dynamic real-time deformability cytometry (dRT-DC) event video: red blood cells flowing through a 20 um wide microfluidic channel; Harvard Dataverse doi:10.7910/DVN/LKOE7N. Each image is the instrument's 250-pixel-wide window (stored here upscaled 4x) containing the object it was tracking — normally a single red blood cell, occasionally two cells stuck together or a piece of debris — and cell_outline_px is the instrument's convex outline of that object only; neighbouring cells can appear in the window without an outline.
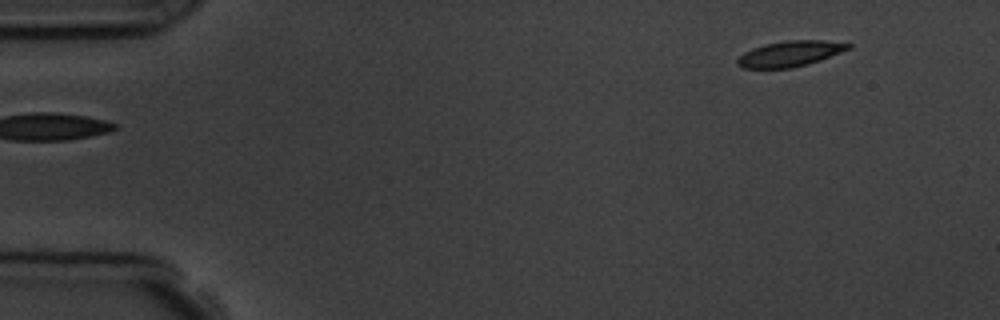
{"species": "common noctule bat (a hibernating species)", "species_latin": "Nyctalus noctula", "temperature_condition": "room temperature", "stored_images_in_passage": 5, "camera_frame_rate_fps": 3000, "um_per_image_px": 0.085, "animal": {"sex": "male", "body_mass_g": 19.5, "forearm_length_mm": 54.6}, "frame": {"image": 1, "passage_image": 1, "time_ms": 0.0, "image_size_px": [1000, 320], "cell_outline_px": [[852, 48], [820, 60], [808, 64], [792, 68], [744, 68], [736, 64], [736, 60], [744, 52], [752, 48], [764, 44], [788, 40], [820, 40], [852, 44]], "centroid_in_image_um": [67.14, 4.57], "position_along_channel_um": 17.9, "area_um2": 16.53}}
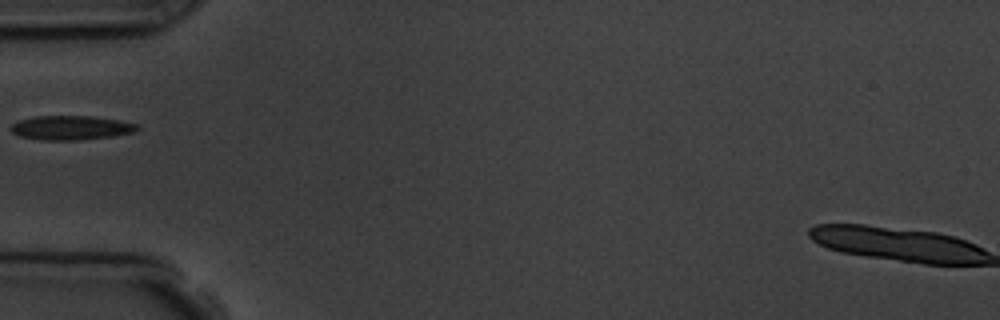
{"frame": {"image": 2, "passage_image": 4, "time_ms": 4.333, "image_size_px": [1000, 320], "cell_outline_px": [[140, 128], [136, 132], [112, 136], [80, 140], [40, 140], [20, 136], [12, 132], [12, 124], [20, 120], [36, 116], [92, 116], [120, 120], [136, 124]], "centroid_in_image_um": [6.07, 10.86], "position_along_channel_um": 78.9, "area_um2": 17.8}}